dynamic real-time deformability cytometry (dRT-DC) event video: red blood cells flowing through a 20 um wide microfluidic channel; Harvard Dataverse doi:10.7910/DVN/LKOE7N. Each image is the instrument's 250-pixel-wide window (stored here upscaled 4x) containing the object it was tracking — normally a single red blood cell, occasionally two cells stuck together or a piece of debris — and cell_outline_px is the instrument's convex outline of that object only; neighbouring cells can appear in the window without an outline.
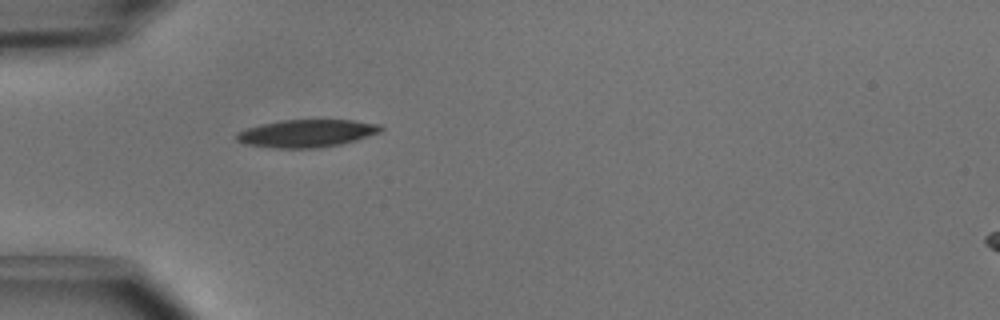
{"species": "common noctule bat (a hibernating species)", "species_latin": "Nyctalus noctula", "temperature_condition": "cold", "stored_images_in_passage": 2, "segment_of_instrument_passage": [1, 2], "camera_frame_rate_fps": 3000, "um_per_image_px": 0.085, "animal": {"sex": "male", "body_mass_g": 15.6}, "frame": {"image": 1, "passage_image": 1, "time_ms": 0.0, "image_size_px": [1000, 320], "cell_outline_px": [[384, 128], [380, 132], [356, 140], [340, 144], [316, 148], [276, 148], [244, 144], [236, 140], [236, 132], [260, 124], [284, 120], [352, 120], [380, 124]], "centroid_in_image_um": [26.06, 11.33], "position_along_channel_um": 58.9, "area_um2": 23.18}}